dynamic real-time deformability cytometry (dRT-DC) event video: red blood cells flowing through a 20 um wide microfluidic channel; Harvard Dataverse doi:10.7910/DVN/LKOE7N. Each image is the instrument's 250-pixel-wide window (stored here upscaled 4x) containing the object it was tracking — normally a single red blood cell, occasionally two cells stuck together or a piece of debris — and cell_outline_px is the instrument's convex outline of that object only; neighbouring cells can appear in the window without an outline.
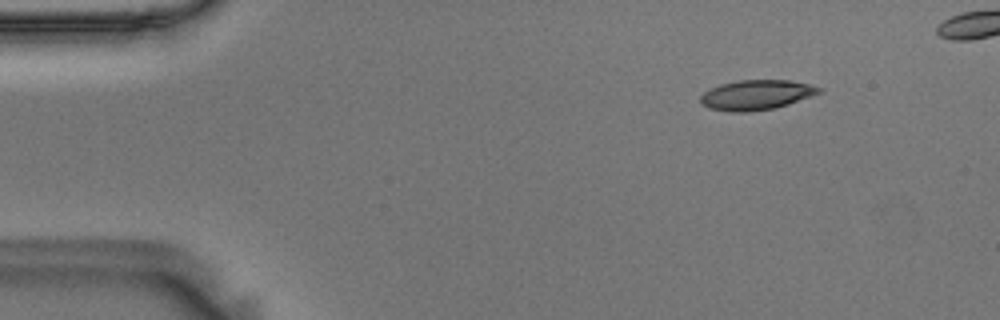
{"species": "Egyptian fruit bat (a non-hibernating species)", "species_latin": "Rousettus aegyptiacus", "temperature_condition": "room temperature", "stored_images_in_passage": 47, "camera_frame_rate_fps": 3000, "um_per_image_px": 0.085, "animal": {"sex": "male"}, "frame": {"image": 1, "passage_image": 2, "time_ms": 0.333, "image_size_px": [1000, 320], "cell_outline_px": [[824, 92], [788, 104], [772, 108], [748, 112], [728, 112], [708, 108], [700, 104], [700, 96], [704, 92], [720, 84], [736, 80], [788, 80], [808, 84], [824, 88]], "centroid_in_image_um": [64.29, 8.07], "position_along_channel_um": 20.7, "area_um2": 20.81}}
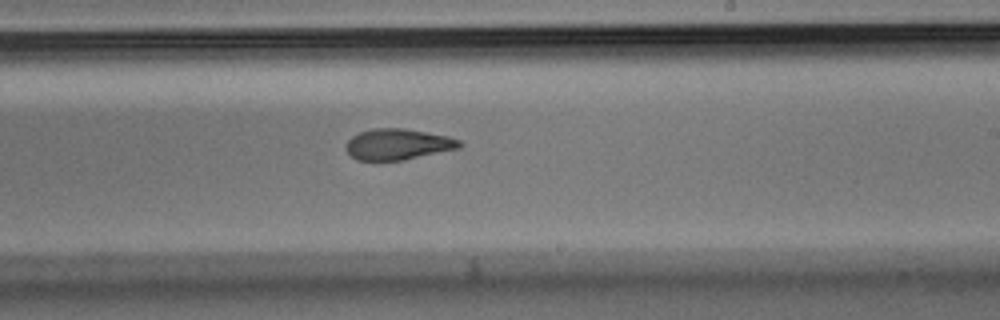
{"frame": {"image": 2, "passage_image": 28, "time_ms": 9.0, "image_size_px": [1000, 320], "cell_outline_px": [[464, 144], [460, 148], [404, 160], [356, 160], [344, 148], [348, 140], [352, 136], [360, 132], [372, 128], [404, 128], [448, 136], [460, 140]], "centroid_in_image_um": [33.83, 12.26], "position_along_channel_um": 255.2, "area_um2": 20.58}}
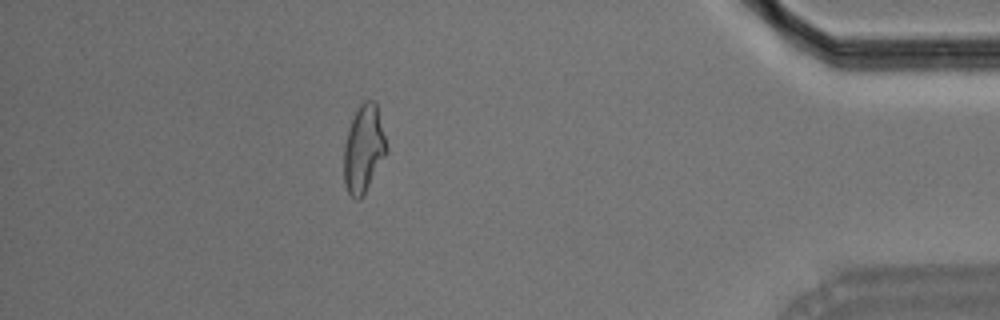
{"frame": {"image": 3, "passage_image": 44, "time_ms": 14.333, "image_size_px": [1000, 320], "cell_outline_px": [[388, 152], [364, 192], [356, 200], [348, 192], [344, 184], [344, 144], [348, 128], [360, 104], [364, 100], [372, 100], [376, 104], [388, 148]], "centroid_in_image_um": [30.91, 12.63], "position_along_channel_um": 404.3, "area_um2": 21.33}, "authors_computed_cell_mechanics": {"area_um2": 21.1548, "velocity_mm_per_s": 3.6404, "shape_relaxation_time_tau1_ms": 9.7012, "shape_relaxation_time_tau2_ms": 2.9151, "deformation_change_tau1": 0.2272, "deformation_change_tau2": 0.1048}}